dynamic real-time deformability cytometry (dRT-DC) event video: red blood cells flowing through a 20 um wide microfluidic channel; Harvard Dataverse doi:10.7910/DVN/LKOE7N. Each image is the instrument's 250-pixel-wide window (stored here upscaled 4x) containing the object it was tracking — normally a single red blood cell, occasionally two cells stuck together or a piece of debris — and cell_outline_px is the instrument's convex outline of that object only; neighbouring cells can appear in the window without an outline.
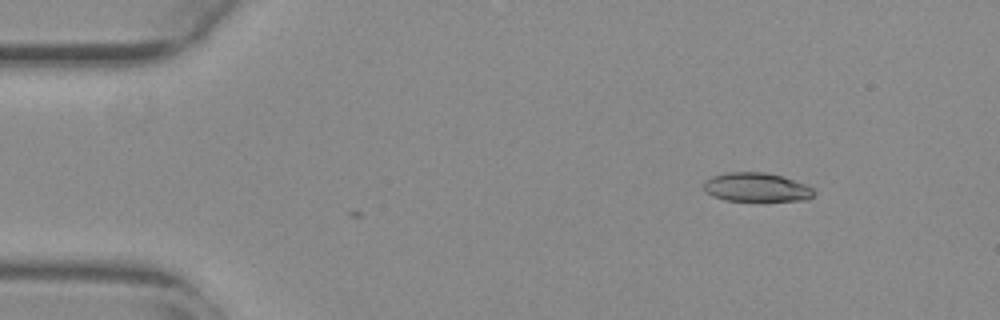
{"species": "common noctule bat (a hibernating species)", "species_latin": "Nyctalus noctula", "temperature_condition": "warm", "stored_images_in_passage": 2, "camera_frame_rate_fps": 3000, "um_per_image_px": 0.085, "animal": {"sex": "female", "body_mass_g": 29.2, "forearm_length_mm": 56.3}, "frame": {"image": 1, "passage_image": 2, "time_ms": 0.333, "image_size_px": [1000, 320], "cell_outline_px": [[816, 192], [808, 200], [724, 200], [712, 196], [704, 188], [704, 184], [712, 176], [728, 172], [764, 172], [780, 176], [804, 184], [812, 188]], "centroid_in_image_um": [64.3, 15.92], "position_along_channel_um": 20.7, "area_um2": 18.15}}